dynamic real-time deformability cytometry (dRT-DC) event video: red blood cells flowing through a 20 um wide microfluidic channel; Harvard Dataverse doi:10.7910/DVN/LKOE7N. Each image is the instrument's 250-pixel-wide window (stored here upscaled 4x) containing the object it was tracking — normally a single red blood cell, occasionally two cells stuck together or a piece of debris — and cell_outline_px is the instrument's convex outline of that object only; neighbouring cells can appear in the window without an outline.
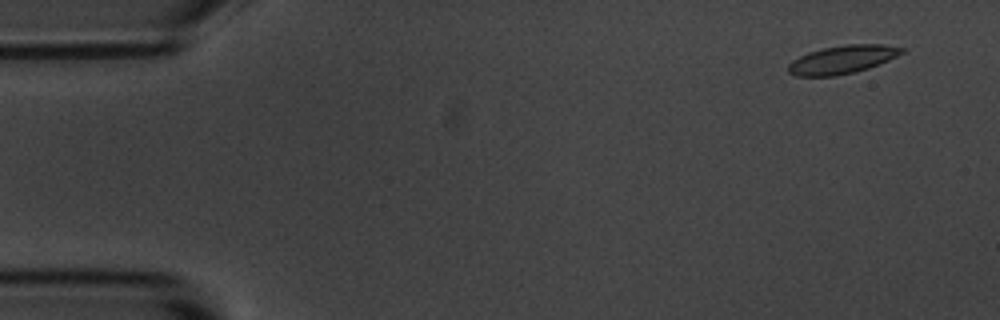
{"species": "common noctule bat (a hibernating species)", "species_latin": "Nyctalus noctula", "temperature_condition": "room temperature", "stored_images_in_passage": 5, "camera_frame_rate_fps": 3000, "um_per_image_px": 0.085, "animal": {"sex": "male", "body_mass_g": 20.1, "forearm_length_mm": 53.5}, "frame": {"image": 1, "passage_image": 1, "time_ms": 0.0, "image_size_px": [1000, 320], "cell_outline_px": [[908, 48], [904, 52], [888, 60], [868, 68], [836, 76], [796, 76], [788, 72], [788, 64], [792, 60], [808, 52], [824, 48], [844, 44], [884, 44]], "centroid_in_image_um": [71.61, 5.05], "position_along_channel_um": 13.4, "area_um2": 18.67}}